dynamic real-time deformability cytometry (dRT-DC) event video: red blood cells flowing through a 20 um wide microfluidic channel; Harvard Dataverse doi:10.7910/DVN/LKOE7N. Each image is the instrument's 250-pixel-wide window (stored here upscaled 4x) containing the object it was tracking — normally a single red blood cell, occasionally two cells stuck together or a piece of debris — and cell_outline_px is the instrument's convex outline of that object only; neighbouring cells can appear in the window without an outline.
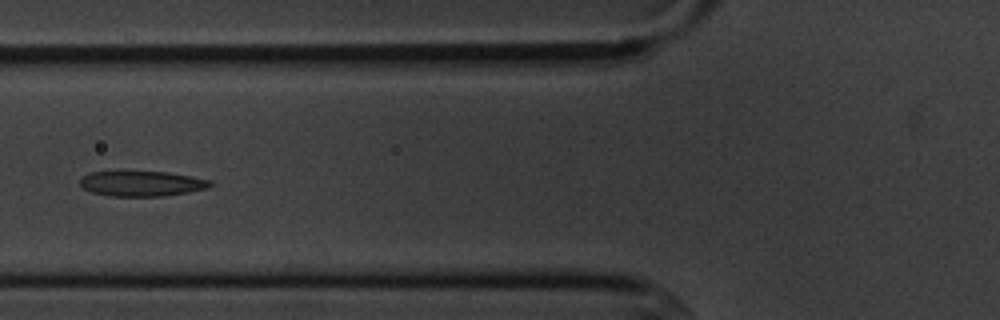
{"species": "common noctule bat (a hibernating species)", "species_latin": "Nyctalus noctula", "temperature_condition": "cold", "stored_images_in_passage": 15, "camera_frame_rate_fps": 3000, "um_per_image_px": 0.085, "animal": {"sex": "male", "body_mass_g": 20.1, "forearm_length_mm": 53.5}, "frame": {"image": 1, "passage_image": 6, "time_ms": 6.667, "image_size_px": [1000, 320], "cell_outline_px": [[212, 184], [208, 188], [188, 192], [164, 196], [108, 196], [92, 192], [84, 188], [80, 184], [80, 180], [84, 176], [92, 172], [168, 172], [192, 176], [212, 180]], "centroid_in_image_um": [12.09, 15.61], "position_along_channel_um": 113.7, "area_um2": 19.02}}
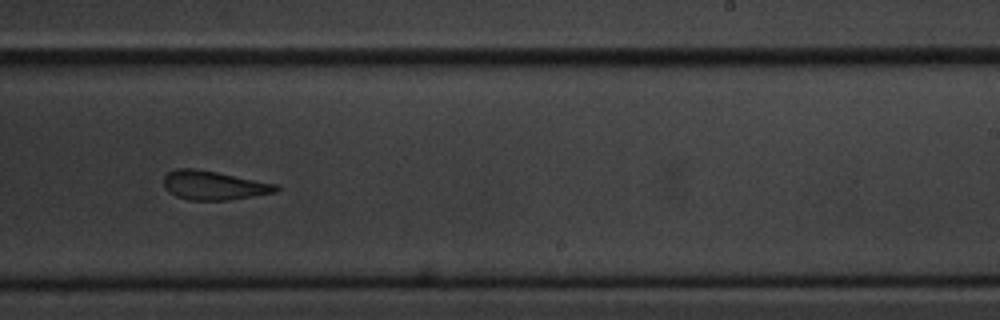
{"frame": {"image": 2, "passage_image": 10, "time_ms": 11.0, "image_size_px": [1000, 320], "cell_outline_px": [[280, 188], [276, 192], [228, 200], [188, 200], [176, 196], [168, 192], [164, 188], [164, 176], [168, 172], [176, 168], [196, 168], [280, 184]], "centroid_in_image_um": [18.17, 15.75], "position_along_channel_um": 270.8, "area_um2": 19.19}}
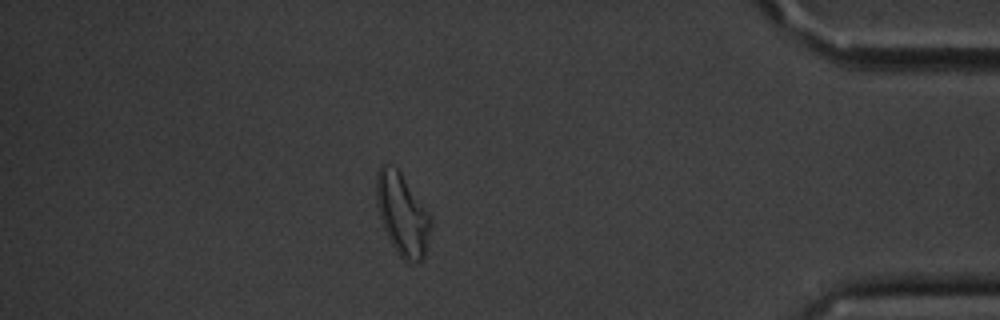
{"frame": {"image": 3, "passage_image": 14, "time_ms": 15.667, "image_size_px": [1000, 320], "cell_outline_px": [[432, 228], [424, 256], [420, 260], [408, 264], [400, 256], [392, 244], [384, 228], [376, 204], [376, 176], [380, 164], [384, 164], [396, 168], [400, 172], [428, 212], [432, 220]], "centroid_in_image_um": [34.2, 18.23], "position_along_channel_um": 401.0, "area_um2": 25.72}, "authors_computed_cell_mechanics": {"area_um2": 19.8254, "velocity_mm_per_s": 3.6217, "shape_relaxation_time_tau1_ms": 3.3336, "shape_relaxation_time_tau2_ms": 1.7911, "deformation_change_tau1": 0.1148, "deformation_change_tau2": 0.0907}}